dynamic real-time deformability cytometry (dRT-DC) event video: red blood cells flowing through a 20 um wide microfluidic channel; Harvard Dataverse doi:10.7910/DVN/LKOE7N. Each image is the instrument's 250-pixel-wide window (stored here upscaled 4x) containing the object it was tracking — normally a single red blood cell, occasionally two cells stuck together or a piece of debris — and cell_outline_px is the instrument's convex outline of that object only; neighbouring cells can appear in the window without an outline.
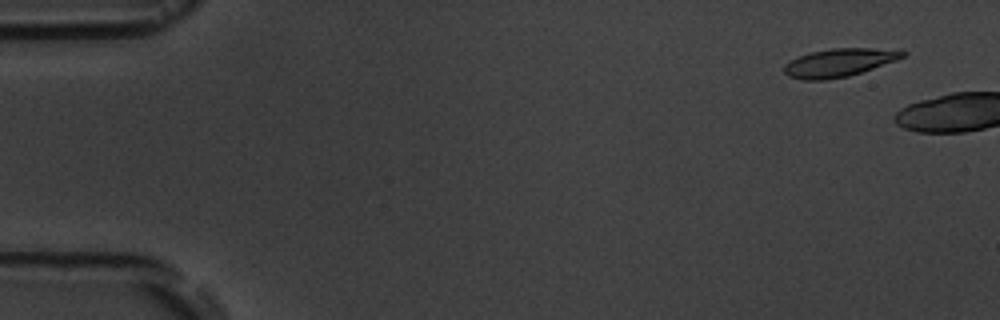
{"species": "common noctule bat (a hibernating species)", "species_latin": "Nyctalus noctula", "temperature_condition": "room temperature", "stored_images_in_passage": 3, "camera_frame_rate_fps": 3000, "um_per_image_px": 0.085, "animal": {"sex": "male", "body_mass_g": 19.5, "forearm_length_mm": 54.6}, "frame": {"image": 1, "passage_image": 2, "time_ms": 1.0, "image_size_px": [1000, 320], "cell_outline_px": [[908, 52], [904, 56], [896, 60], [848, 76], [824, 80], [804, 80], [788, 76], [784, 72], [784, 64], [800, 56], [812, 52], [832, 48], [872, 48]], "centroid_in_image_um": [71.28, 5.33], "position_along_channel_um": 13.7, "area_um2": 19.02}}